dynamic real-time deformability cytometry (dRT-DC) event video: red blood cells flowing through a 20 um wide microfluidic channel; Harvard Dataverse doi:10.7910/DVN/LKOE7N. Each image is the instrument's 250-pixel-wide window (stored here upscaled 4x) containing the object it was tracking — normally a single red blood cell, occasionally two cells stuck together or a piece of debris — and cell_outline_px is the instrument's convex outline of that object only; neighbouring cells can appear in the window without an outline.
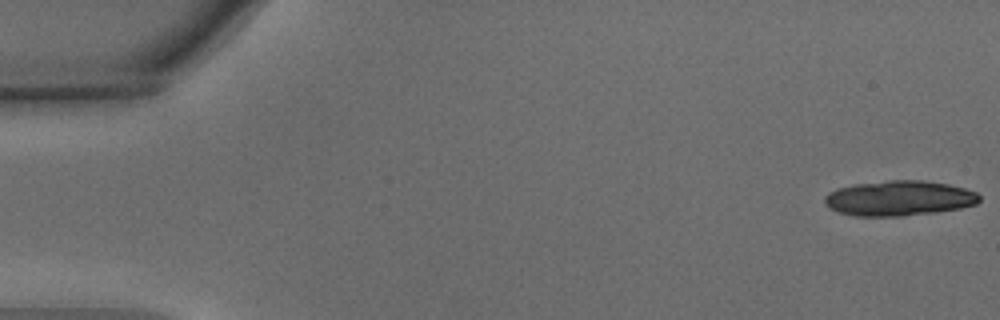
{"species": "common noctule bat (a hibernating species)", "species_latin": "Nyctalus noctula", "temperature_condition": "warm", "stored_images_in_passage": 20, "camera_frame_rate_fps": 3000, "um_per_image_px": 0.085, "animal": {"sex": "male", "body_mass_g": 15.6}, "frame": {"image": 1, "passage_image": 1, "time_ms": 0.0, "image_size_px": [1000, 320], "cell_outline_px": [[980, 200], [976, 204], [960, 208], [936, 212], [904, 216], [852, 216], [828, 208], [824, 204], [824, 196], [828, 192], [836, 188], [852, 184], [888, 180], [924, 180], [948, 184], [964, 188], [976, 192], [980, 196]], "centroid_in_image_um": [76.38, 16.85], "position_along_channel_um": 8.6, "area_um2": 32.02}}